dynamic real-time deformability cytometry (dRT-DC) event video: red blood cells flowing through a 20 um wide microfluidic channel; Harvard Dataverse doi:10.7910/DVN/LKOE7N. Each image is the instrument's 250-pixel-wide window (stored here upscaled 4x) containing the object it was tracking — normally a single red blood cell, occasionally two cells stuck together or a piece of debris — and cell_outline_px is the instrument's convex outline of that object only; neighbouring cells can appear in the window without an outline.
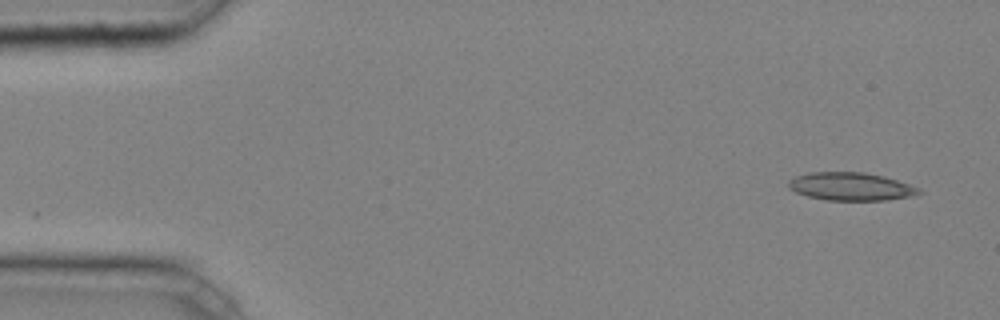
{"species": "common noctule bat (a hibernating species)", "species_latin": "Nyctalus noctula", "temperature_condition": "cold", "stored_images_in_passage": 3, "segment_of_instrument_passage": [2, 2], "camera_frame_rate_fps": 3000, "um_per_image_px": 0.085, "animal": {"sex": "male", "body_mass_g": 20.4}, "frame": {"image": 1, "passage_image": 3, "time_ms": 0.667, "image_size_px": [1000, 320], "cell_outline_px": [[924, 192], [912, 196], [888, 200], [824, 200], [808, 196], [796, 192], [788, 188], [788, 180], [796, 176], [808, 172], [864, 172], [884, 176], [920, 188]], "centroid_in_image_um": [72.32, 15.85], "position_along_channel_um": 12.7, "area_um2": 21.39}}